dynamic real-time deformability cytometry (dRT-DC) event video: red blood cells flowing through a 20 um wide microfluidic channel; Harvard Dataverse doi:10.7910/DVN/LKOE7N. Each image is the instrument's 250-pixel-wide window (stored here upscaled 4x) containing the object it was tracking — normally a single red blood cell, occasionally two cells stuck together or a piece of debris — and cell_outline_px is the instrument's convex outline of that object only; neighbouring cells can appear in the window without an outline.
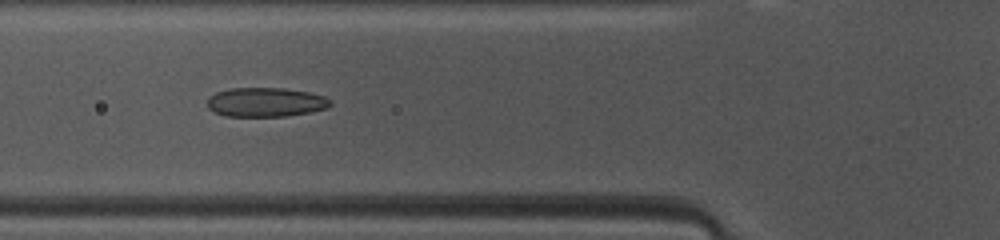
{"species": "common noctule bat (a hibernating species)", "species_latin": "Nyctalus noctula", "temperature_condition": "warm", "stored_images_in_passage": 44, "camera_frame_rate_fps": 3000, "um_per_image_px": 0.085, "animal": {"sex": "female", "body_mass_g": 10.0, "forearm_length_mm": 53.1}, "frame": {"image": 1, "passage_image": 13, "time_ms": 4.0, "image_size_px": [1000, 240], "cell_outline_px": [[332, 104], [328, 108], [312, 112], [284, 116], [224, 116], [212, 112], [208, 108], [208, 96], [216, 92], [232, 88], [284, 88], [308, 92], [324, 96], [332, 100]], "centroid_in_image_um": [22.58, 8.69], "position_along_channel_um": 103.2, "area_um2": 21.15}}
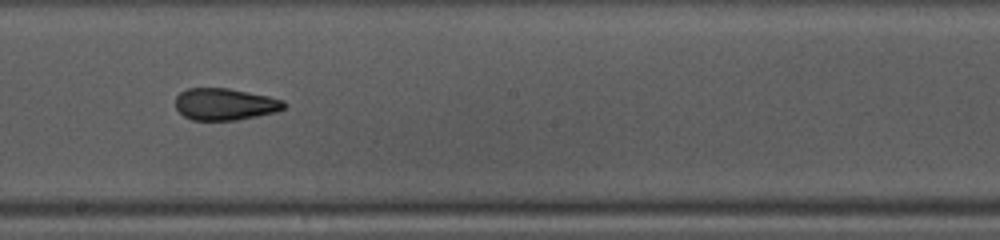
{"frame": {"image": 2, "passage_image": 22, "time_ms": 7.0, "image_size_px": [1000, 240], "cell_outline_px": [[288, 104], [284, 108], [276, 112], [236, 120], [192, 120], [184, 116], [176, 108], [176, 96], [180, 92], [188, 88], [228, 88], [268, 96], [284, 100]], "centroid_in_image_um": [19.13, 8.85], "position_along_channel_um": 229.1, "area_um2": 20.17}}
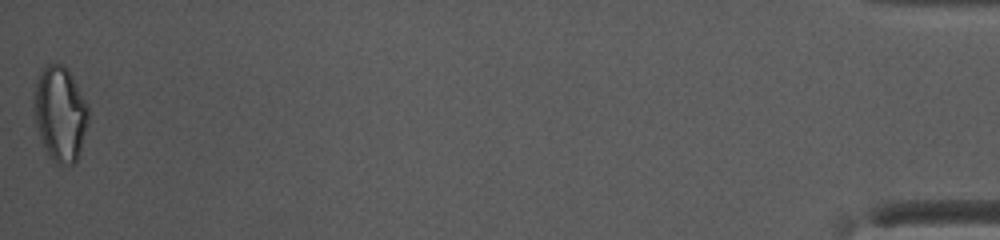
{"frame": {"image": 3, "passage_image": 44, "time_ms": 14.333, "image_size_px": [1000, 240], "cell_outline_px": [[88, 124], [76, 160], [72, 164], [56, 164], [48, 156], [40, 136], [36, 124], [32, 108], [32, 100], [36, 84], [44, 68], [48, 64], [60, 64], [68, 68], [88, 104]], "centroid_in_image_um": [5.1, 9.66], "position_along_channel_um": 430.1, "area_um2": 30.0}, "authors_computed_cell_mechanics": {"area_um2": 21.5016, "velocity_mm_per_s": 4.173, "shape_relaxation_time_tau1_ms": 11.0326, "shape_relaxation_time_tau2_ms": 1.7712, "deformation_change_tau1": 0.2229, "deformation_change_tau2": 0.069}}